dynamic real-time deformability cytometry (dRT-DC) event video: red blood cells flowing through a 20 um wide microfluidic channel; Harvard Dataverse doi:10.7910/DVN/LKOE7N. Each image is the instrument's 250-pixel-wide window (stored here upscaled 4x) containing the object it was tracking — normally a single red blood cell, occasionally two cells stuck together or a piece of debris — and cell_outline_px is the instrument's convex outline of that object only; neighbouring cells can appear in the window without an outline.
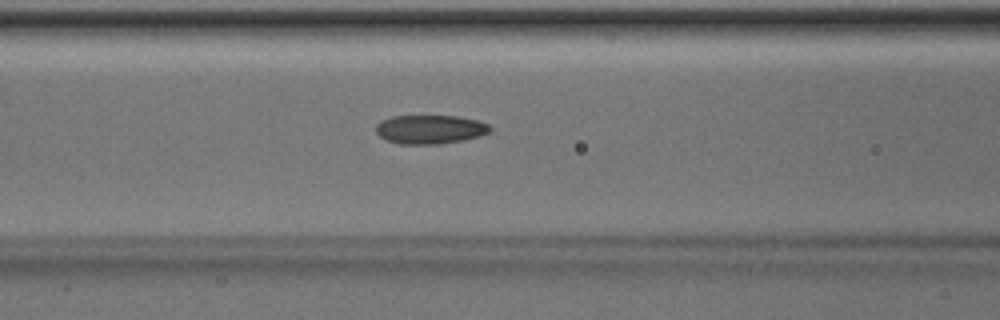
{"species": "Egyptian fruit bat (a non-hibernating species)", "species_latin": "Rousettus aegyptiacus", "temperature_condition": "room temperature", "stored_images_in_passage": 47, "camera_frame_rate_fps": 3000, "um_per_image_px": 0.085, "animal": {"sex": "male"}, "frame": {"image": 1, "passage_image": 21, "time_ms": 6.667, "image_size_px": [1000, 320], "cell_outline_px": [[492, 128], [488, 132], [480, 136], [464, 140], [440, 144], [400, 144], [388, 140], [380, 136], [376, 132], [376, 124], [380, 120], [392, 116], [456, 116], [476, 120], [488, 124]], "centroid_in_image_um": [36.54, 10.99], "position_along_channel_um": 130.1, "area_um2": 19.19}}
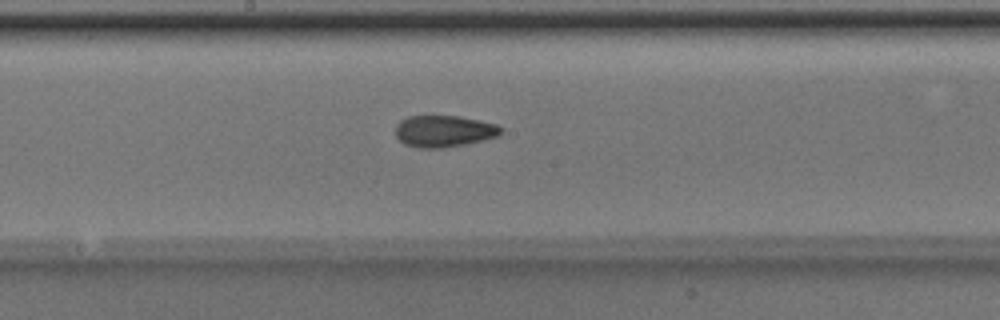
{"frame": {"image": 2, "passage_image": 27, "time_ms": 8.667, "image_size_px": [1000, 320], "cell_outline_px": [[504, 128], [496, 136], [464, 144], [444, 148], [416, 148], [404, 144], [396, 136], [396, 124], [400, 120], [408, 116], [460, 116], [496, 124]], "centroid_in_image_um": [37.69, 11.15], "position_along_channel_um": 210.5, "area_um2": 19.36}}
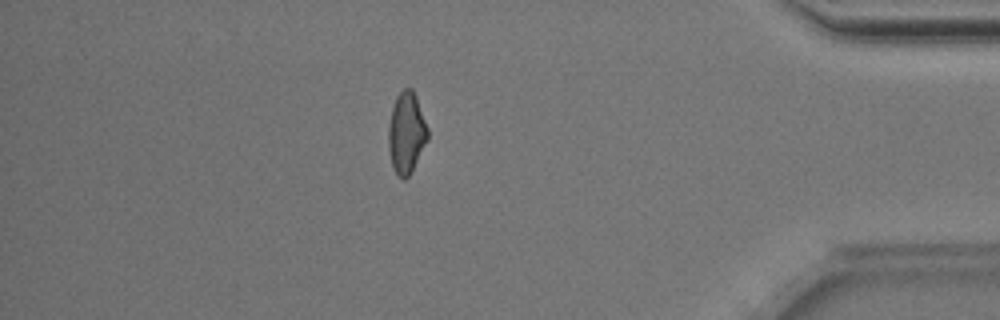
{"frame": {"image": 3, "passage_image": 44, "time_ms": 14.333, "image_size_px": [1000, 320], "cell_outline_px": [[428, 140], [412, 172], [404, 180], [392, 168], [388, 148], [388, 124], [392, 108], [396, 96], [404, 88], [412, 88], [416, 96], [428, 128]], "centroid_in_image_um": [34.54, 11.3], "position_along_channel_um": 400.7, "area_um2": 18.79}}